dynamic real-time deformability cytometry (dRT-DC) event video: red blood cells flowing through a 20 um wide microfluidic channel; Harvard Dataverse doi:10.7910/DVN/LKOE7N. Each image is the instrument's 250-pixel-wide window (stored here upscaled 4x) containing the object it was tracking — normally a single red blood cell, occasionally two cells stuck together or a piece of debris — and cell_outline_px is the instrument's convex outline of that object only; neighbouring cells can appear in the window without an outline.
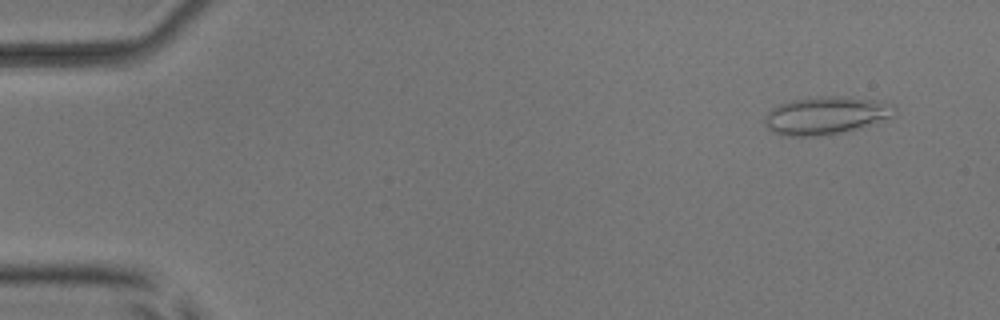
{"species": "common noctule bat (a hibernating species)", "species_latin": "Nyctalus noctula", "temperature_condition": "room temperature", "stored_images_in_passage": 7, "camera_frame_rate_fps": 3000, "um_per_image_px": 0.085, "animal": {"sex": "male", "body_mass_g": 17.9, "forearm_length_mm": 54.2}, "frame": {"image": 1, "passage_image": 1, "time_ms": 0.0, "image_size_px": [1000, 320], "cell_outline_px": [[896, 108], [892, 116], [844, 132], [820, 136], [780, 136], [772, 132], [764, 124], [764, 116], [772, 108], [780, 104], [792, 100], [820, 96], [844, 96], [880, 100], [892, 104]], "centroid_in_image_um": [70.15, 9.81], "position_along_channel_um": 14.9, "area_um2": 28.61}}
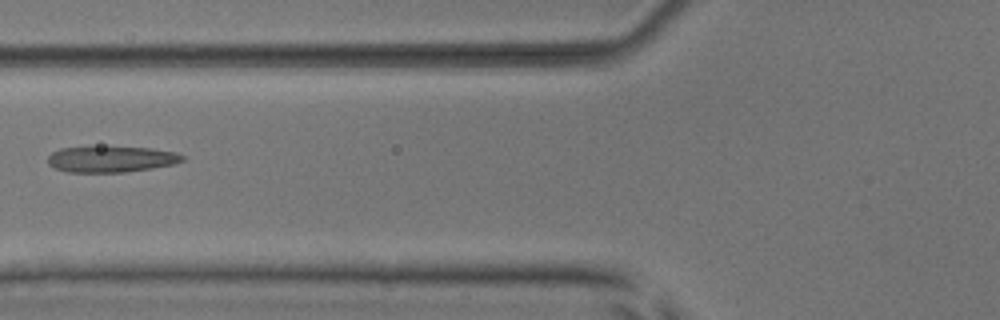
{"frame": {"image": 2, "passage_image": 6, "time_ms": 5.667, "image_size_px": [1000, 320], "cell_outline_px": [[184, 160], [172, 164], [152, 168], [124, 172], [68, 172], [56, 168], [48, 164], [48, 156], [52, 152], [60, 148], [152, 148], [176, 152], [184, 156]], "centroid_in_image_um": [9.45, 13.54], "position_along_channel_um": 116.3, "area_um2": 19.94}}
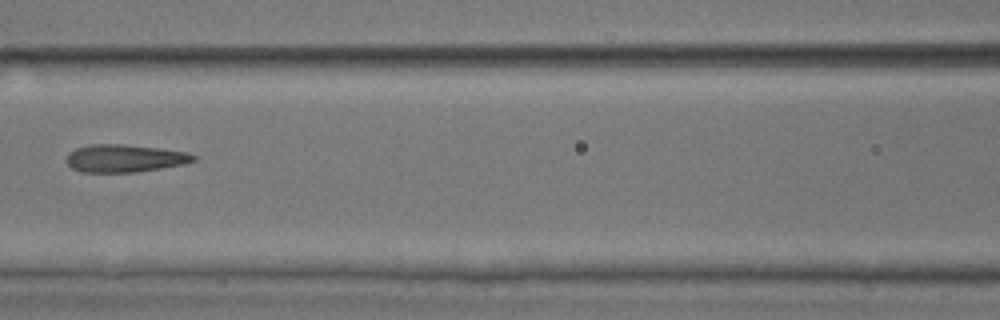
{"frame": {"image": 3, "passage_image": 7, "time_ms": 6.667, "image_size_px": [1000, 320], "cell_outline_px": [[196, 160], [184, 164], [136, 172], [80, 172], [72, 168], [64, 160], [68, 152], [76, 148], [88, 144], [124, 144], [160, 148], [188, 152], [196, 156]], "centroid_in_image_um": [10.56, 13.45], "position_along_channel_um": 156.0, "area_um2": 20.69}}